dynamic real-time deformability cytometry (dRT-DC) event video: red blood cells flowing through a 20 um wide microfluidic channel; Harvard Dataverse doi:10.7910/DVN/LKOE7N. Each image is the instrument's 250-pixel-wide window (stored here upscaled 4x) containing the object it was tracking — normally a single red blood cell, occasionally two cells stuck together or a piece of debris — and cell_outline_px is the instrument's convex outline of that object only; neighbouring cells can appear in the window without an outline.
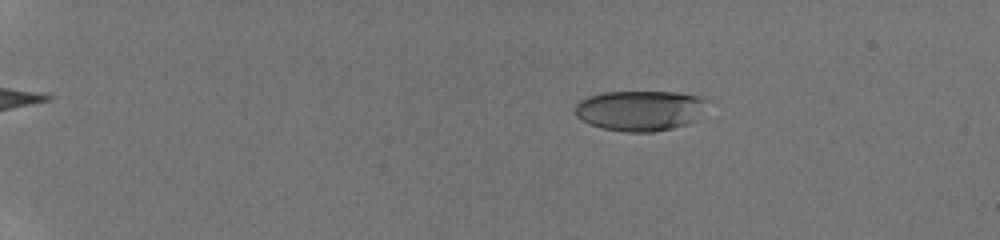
{"species": "human", "species_latin": "Homo sapiens", "temperature_condition": "room temperature", "stored_images_in_passage": 11, "camera_frame_rate_fps": 3000, "um_per_image_px": 0.085, "donor": {"sex": "male"}, "frame": {"image": 1, "passage_image": 5, "time_ms": 2.667, "image_size_px": [1000, 240], "cell_outline_px": [[716, 100], [688, 124], [672, 128], [652, 132], [624, 132], [604, 128], [592, 124], [576, 116], [576, 104], [580, 100], [588, 96], [604, 92], [676, 92]], "centroid_in_image_um": [54.48, 9.38], "position_along_channel_um": 30.5, "area_um2": 31.21}}
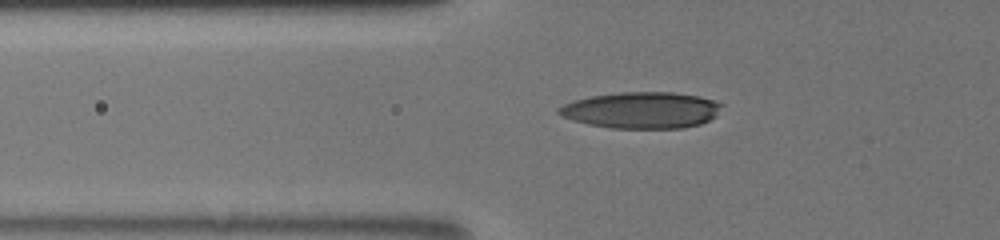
{"frame": {"image": 2, "passage_image": 10, "time_ms": 6.333, "image_size_px": [1000, 240], "cell_outline_px": [[724, 104], [716, 116], [700, 124], [684, 128], [612, 128], [588, 124], [572, 120], [556, 112], [564, 104], [576, 100], [592, 96], [620, 92], [672, 92], [696, 96], [712, 100]], "centroid_in_image_um": [54.56, 9.37], "position_along_channel_um": 71.2, "area_um2": 34.28}}